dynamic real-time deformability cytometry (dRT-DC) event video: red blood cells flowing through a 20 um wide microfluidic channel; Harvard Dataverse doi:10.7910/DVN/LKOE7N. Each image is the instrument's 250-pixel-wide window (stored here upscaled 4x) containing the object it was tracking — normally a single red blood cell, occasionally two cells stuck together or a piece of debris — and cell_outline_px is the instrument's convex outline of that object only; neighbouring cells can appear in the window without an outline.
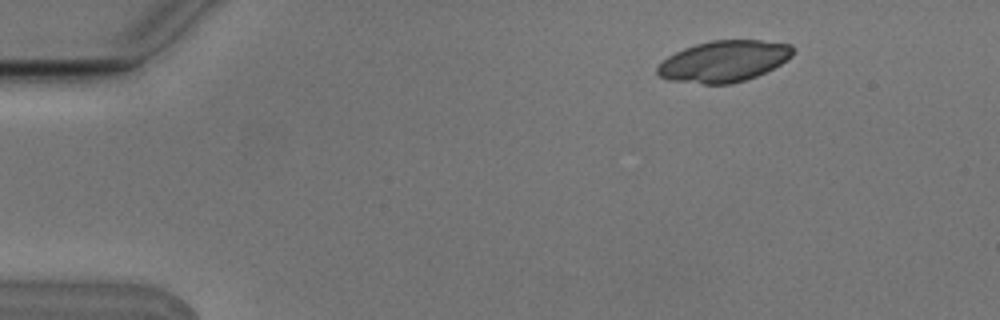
{"species": "Egyptian fruit bat (a non-hibernating species)", "species_latin": "Rousettus aegyptiacus", "temperature_condition": "cold", "stored_images_in_passage": 5, "camera_frame_rate_fps": 3000, "um_per_image_px": 0.085, "animal": {"sex": "male"}, "frame": {"image": 1, "passage_image": 2, "time_ms": 0.333, "image_size_px": [1000, 320], "cell_outline_px": [[792, 56], [788, 60], [756, 76], [732, 84], [704, 84], [668, 80], [660, 76], [656, 72], [656, 68], [668, 56], [684, 48], [696, 44], [712, 40], [760, 40], [792, 44]], "centroid_in_image_um": [61.52, 5.2], "position_along_channel_um": 23.5, "area_um2": 32.43}}